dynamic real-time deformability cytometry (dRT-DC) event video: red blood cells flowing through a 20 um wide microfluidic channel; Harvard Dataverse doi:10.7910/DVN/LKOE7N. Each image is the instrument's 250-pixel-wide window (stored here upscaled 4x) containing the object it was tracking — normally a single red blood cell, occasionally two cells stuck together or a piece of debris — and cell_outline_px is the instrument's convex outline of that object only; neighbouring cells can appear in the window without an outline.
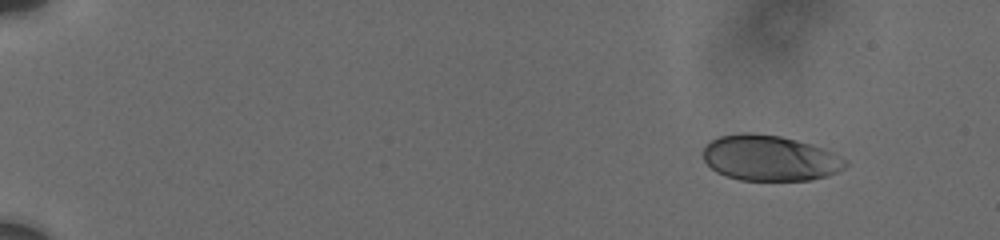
{"species": "human", "species_latin": "Homo sapiens", "temperature_condition": "cold", "stored_images_in_passage": 15, "camera_frame_rate_fps": 3000, "um_per_image_px": 0.085, "donor": {"sex": "male"}, "frame": {"image": 1, "passage_image": 4, "time_ms": 1.667, "image_size_px": [1000, 240], "cell_outline_px": [[848, 164], [844, 168], [836, 172], [824, 176], [808, 180], [740, 180], [716, 172], [704, 160], [704, 144], [720, 136], [744, 132], [752, 132], [780, 136], [812, 144], [848, 160]], "centroid_in_image_um": [65.41, 13.42], "position_along_channel_um": 19.6, "area_um2": 37.57}}
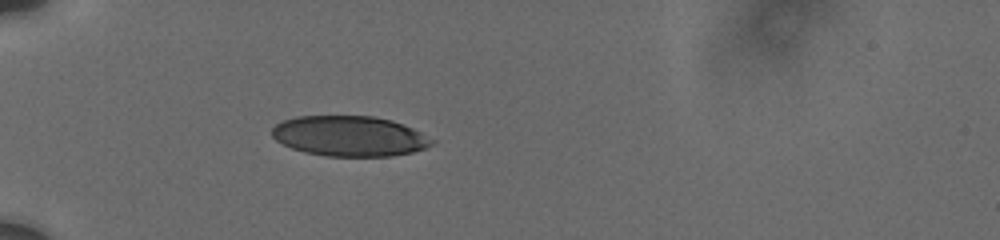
{"frame": {"image": 2, "passage_image": 12, "time_ms": 6.0, "image_size_px": [1000, 240], "cell_outline_px": [[436, 144], [412, 152], [392, 156], [324, 156], [304, 152], [292, 148], [276, 140], [272, 136], [272, 128], [276, 124], [284, 120], [296, 116], [372, 116], [392, 120], [412, 128], [436, 140]], "centroid_in_image_um": [29.73, 11.57], "position_along_channel_um": 55.3, "area_um2": 37.63}}
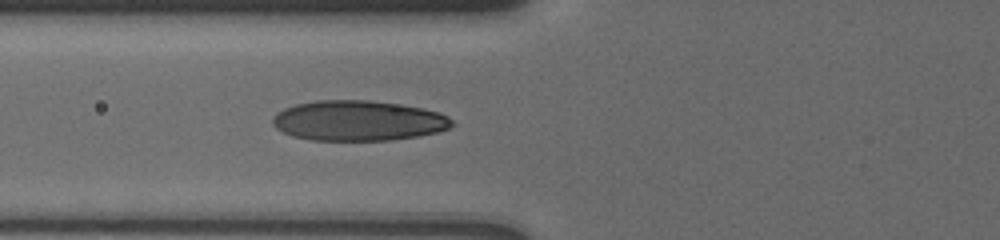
{"frame": {"image": 3, "passage_image": 15, "time_ms": 7.667, "image_size_px": [1000, 240], "cell_outline_px": [[456, 124], [448, 128], [436, 132], [416, 136], [392, 140], [312, 140], [292, 136], [276, 128], [272, 124], [272, 116], [276, 112], [284, 108], [296, 104], [316, 100], [368, 100], [400, 104], [420, 108], [436, 112], [448, 116]], "centroid_in_image_um": [30.41, 10.25], "position_along_channel_um": 95.4, "area_um2": 42.02}}